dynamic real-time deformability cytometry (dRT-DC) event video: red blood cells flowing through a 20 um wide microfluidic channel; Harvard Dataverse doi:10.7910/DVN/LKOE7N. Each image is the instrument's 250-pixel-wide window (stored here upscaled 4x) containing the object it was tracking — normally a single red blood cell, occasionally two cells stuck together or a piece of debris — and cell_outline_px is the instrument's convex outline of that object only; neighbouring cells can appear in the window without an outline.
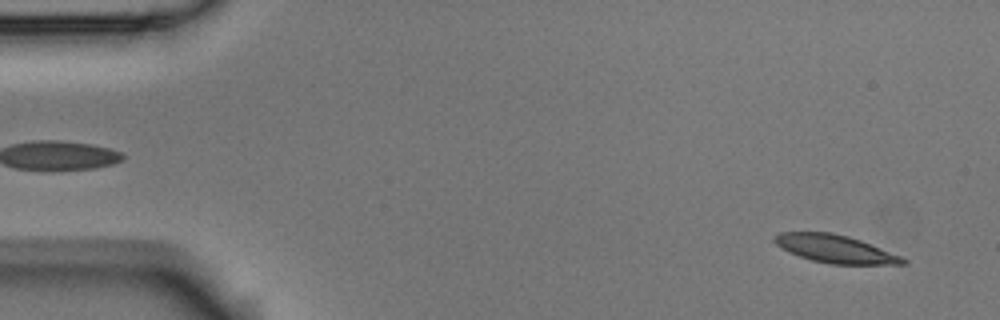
{"species": "Egyptian fruit bat (a non-hibernating species)", "species_latin": "Rousettus aegyptiacus", "temperature_condition": "room temperature", "stored_images_in_passage": 54, "camera_frame_rate_fps": 3000, "um_per_image_px": 0.085, "animal": {"sex": "male"}, "frame": {"image": 1, "passage_image": 3, "time_ms": 0.667, "image_size_px": [1000, 320], "cell_outline_px": [[908, 264], [828, 264], [812, 260], [788, 252], [776, 244], [772, 240], [780, 232], [832, 232], [848, 236], [860, 240], [900, 256], [908, 260]], "centroid_in_image_um": [70.98, 21.15], "position_along_channel_um": 14.0, "area_um2": 20.69}}
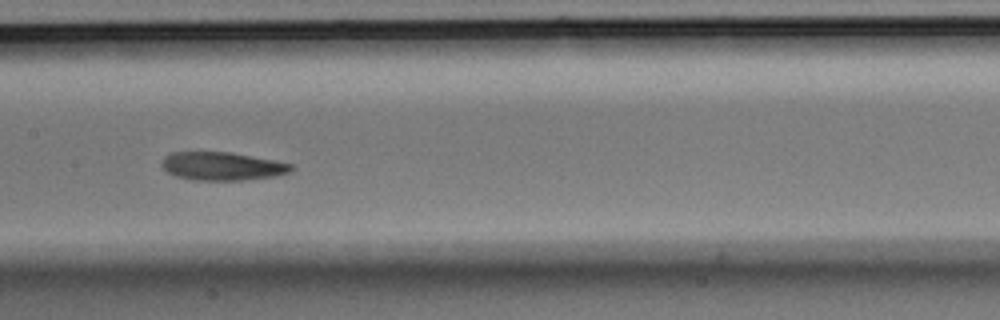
{"frame": {"image": 2, "passage_image": 26, "time_ms": 8.333, "image_size_px": [1000, 320], "cell_outline_px": [[292, 168], [288, 172], [276, 176], [240, 180], [192, 180], [176, 176], [168, 172], [160, 164], [164, 156], [172, 152], [232, 152], [292, 164]], "centroid_in_image_um": [18.84, 14.12], "position_along_channel_um": 188.6, "area_um2": 21.15}}
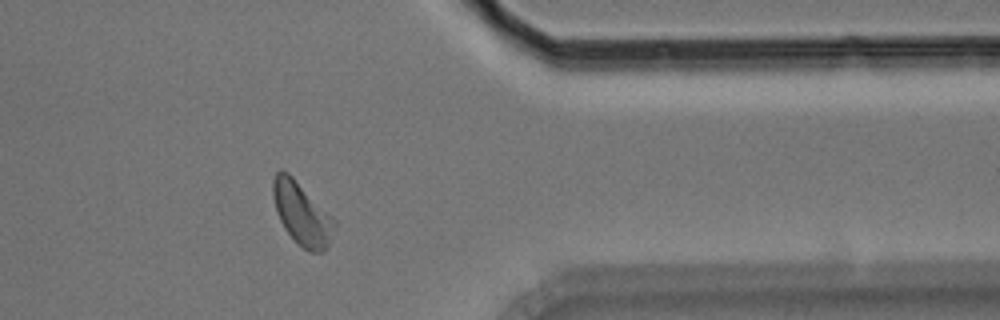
{"frame": {"image": 3, "passage_image": 43, "time_ms": 14.0, "image_size_px": [1000, 320], "cell_outline_px": [[336, 224], [328, 244], [324, 252], [308, 252], [284, 228], [276, 212], [272, 196], [272, 180], [276, 172], [280, 168], [288, 172], [336, 220]], "centroid_in_image_um": [25.63, 18.13], "position_along_channel_um": 385.8, "area_um2": 22.25}, "authors_computed_cell_mechanics": {"area_um2": 21.5883, "velocity_mm_per_s": 3.7361, "shape_relaxation_time_tau1_ms": 3.469, "shape_relaxation_time_tau2_ms": 3.3807, "deformation_change_tau1": 0.1467, "deformation_change_tau2": 0.1101}}